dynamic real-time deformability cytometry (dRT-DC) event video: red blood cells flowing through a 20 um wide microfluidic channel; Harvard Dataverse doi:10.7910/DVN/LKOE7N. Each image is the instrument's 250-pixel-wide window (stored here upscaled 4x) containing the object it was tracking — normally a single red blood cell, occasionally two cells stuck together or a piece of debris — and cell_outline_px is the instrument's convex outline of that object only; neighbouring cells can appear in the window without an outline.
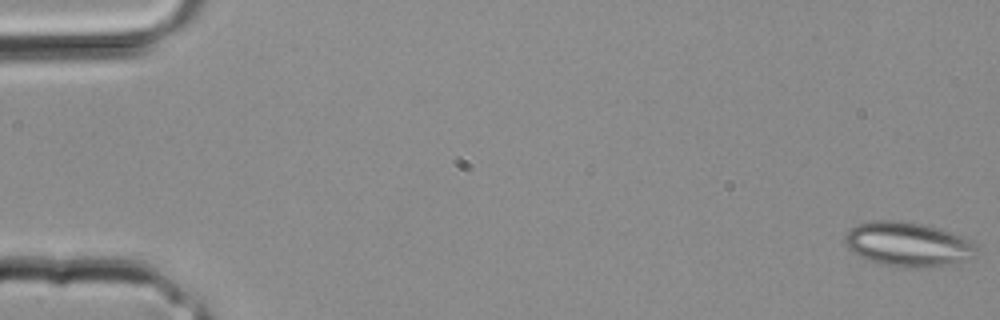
{"species": "common noctule bat (a hibernating species)", "species_latin": "Nyctalus noctula", "temperature_condition": "room temperature", "stored_images_in_passage": 9, "camera_frame_rate_fps": 3000, "um_per_image_px": 0.085, "animal": {"sex": "male", "body_mass_g": 20.4}, "frame": {"image": 1, "passage_image": 1, "time_ms": 0.0, "image_size_px": [1000, 320], "cell_outline_px": [[976, 256], [968, 260], [944, 264], [916, 268], [900, 268], [880, 264], [868, 260], [852, 252], [848, 248], [844, 240], [844, 236], [856, 224], [876, 220], [892, 220], [920, 224], [940, 228], [960, 236], [968, 240], [976, 248]], "centroid_in_image_um": [77.13, 20.77], "position_along_channel_um": 7.9, "area_um2": 33.76}}